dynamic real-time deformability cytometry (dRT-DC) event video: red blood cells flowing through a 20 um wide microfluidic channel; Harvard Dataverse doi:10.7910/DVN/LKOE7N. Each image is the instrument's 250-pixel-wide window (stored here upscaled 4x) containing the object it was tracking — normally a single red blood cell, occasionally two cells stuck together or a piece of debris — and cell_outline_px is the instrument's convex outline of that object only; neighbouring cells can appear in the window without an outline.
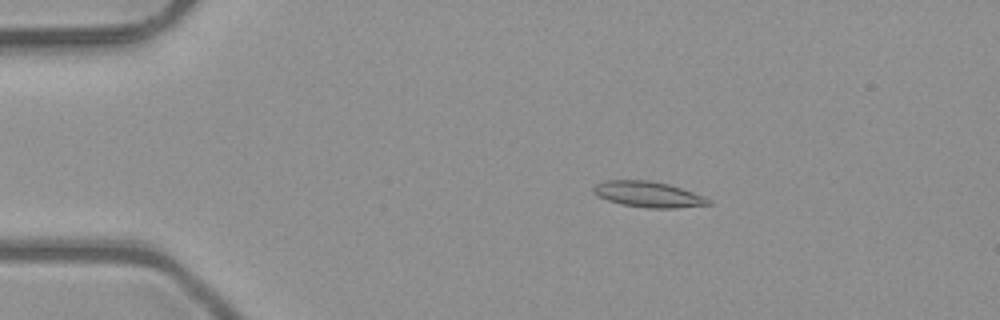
{"species": "common noctule bat (a hibernating species)", "species_latin": "Nyctalus noctula", "temperature_condition": "room temperature", "stored_images_in_passage": 5, "camera_frame_rate_fps": 3000, "um_per_image_px": 0.085, "animal": {"sex": "male", "body_mass_g": 23.1, "forearm_length_mm": 52.7}, "frame": {"image": 1, "passage_image": 2, "time_ms": 0.333, "image_size_px": [1000, 320], "cell_outline_px": [[712, 204], [676, 208], [648, 208], [620, 204], [596, 196], [592, 192], [592, 188], [596, 184], [604, 180], [648, 180], [668, 184], [704, 196], [712, 200]], "centroid_in_image_um": [55.07, 16.52], "position_along_channel_um": 29.9, "area_um2": 17.34}}
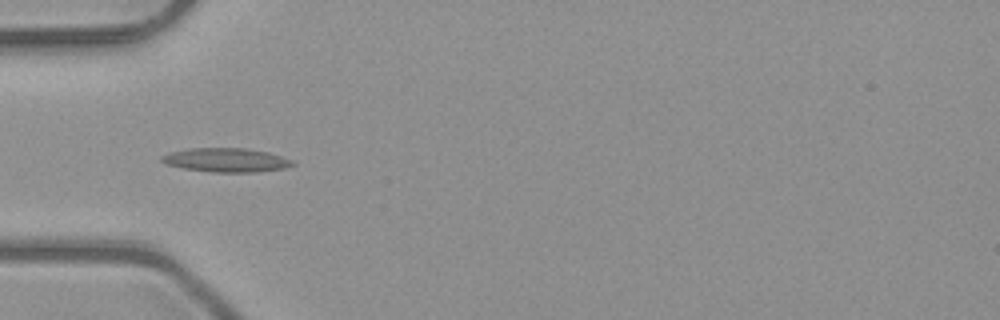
{"frame": {"image": 2, "passage_image": 4, "time_ms": 1.0, "image_size_px": [1000, 320], "cell_outline_px": [[296, 164], [284, 168], [256, 172], [212, 172], [184, 168], [164, 164], [160, 160], [160, 156], [168, 152], [188, 148], [244, 148], [268, 152], [292, 160]], "centroid_in_image_um": [19.17, 13.6], "position_along_channel_um": 65.8, "area_um2": 18.32}}
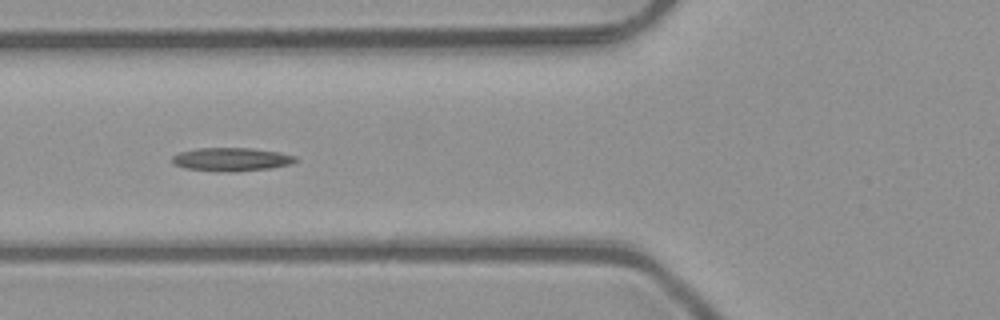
{"frame": {"image": 3, "passage_image": 5, "time_ms": 1.333, "image_size_px": [1000, 320], "cell_outline_px": [[296, 160], [292, 164], [272, 168], [236, 172], [220, 172], [184, 168], [172, 164], [172, 156], [180, 152], [196, 148], [248, 148], [280, 152], [296, 156]], "centroid_in_image_um": [19.66, 13.56], "position_along_channel_um": 106.1, "area_um2": 17.05}}